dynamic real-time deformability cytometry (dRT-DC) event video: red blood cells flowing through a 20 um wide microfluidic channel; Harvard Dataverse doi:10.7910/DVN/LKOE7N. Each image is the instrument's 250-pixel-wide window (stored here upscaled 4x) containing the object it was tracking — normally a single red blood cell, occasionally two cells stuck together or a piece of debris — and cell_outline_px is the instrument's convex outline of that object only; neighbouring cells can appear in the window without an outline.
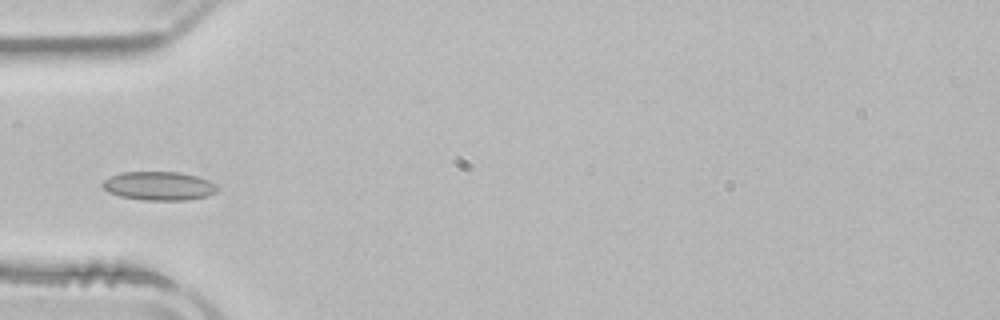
{"species": "common noctule bat (a hibernating species)", "species_latin": "Nyctalus noctula", "temperature_condition": "room temperature", "stored_images_in_passage": 2, "camera_frame_rate_fps": 3000, "um_per_image_px": 0.085, "animal": {"sex": "male", "body_mass_g": 21.5, "forearm_length_mm": 52.0}, "frame": {"image": 1, "passage_image": 2, "time_ms": 1.333, "image_size_px": [1000, 320], "cell_outline_px": [[220, 188], [216, 192], [208, 196], [188, 200], [144, 200], [120, 196], [108, 192], [100, 184], [104, 180], [120, 172], [180, 172], [196, 176], [208, 180], [216, 184]], "centroid_in_image_um": [13.53, 15.81], "position_along_channel_um": 71.5, "area_um2": 19.31}}